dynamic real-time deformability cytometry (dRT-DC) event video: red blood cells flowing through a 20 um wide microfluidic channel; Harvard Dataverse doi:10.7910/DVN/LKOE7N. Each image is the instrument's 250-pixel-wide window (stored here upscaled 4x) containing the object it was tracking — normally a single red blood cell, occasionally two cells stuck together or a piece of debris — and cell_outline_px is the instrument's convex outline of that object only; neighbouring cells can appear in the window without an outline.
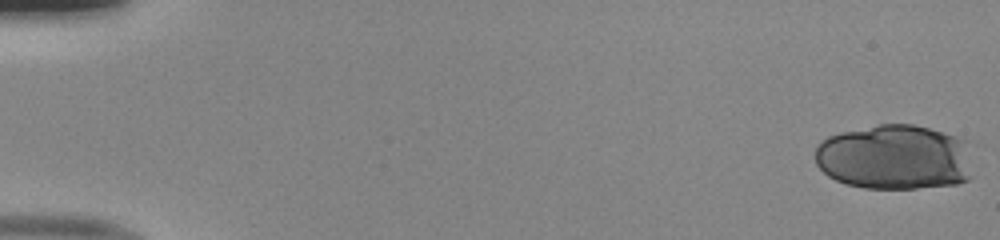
{"species": "human", "species_latin": "Homo sapiens", "temperature_condition": "room temperature", "stored_images_in_passage": 41, "camera_frame_rate_fps": 3000, "um_per_image_px": 0.085, "donor": {"sex": "male"}, "frame": {"image": 1, "passage_image": 1, "time_ms": 0.0, "image_size_px": [1000, 240], "cell_outline_px": [[972, 176], [968, 180], [956, 184], [916, 188], [864, 188], [848, 184], [836, 180], [828, 176], [816, 164], [816, 144], [820, 140], [828, 136], [840, 132], [880, 124], [912, 124], [928, 128], [956, 136], [968, 140]], "centroid_in_image_um": [76.06, 13.36], "position_along_channel_um": 8.9, "area_um2": 60.46}}
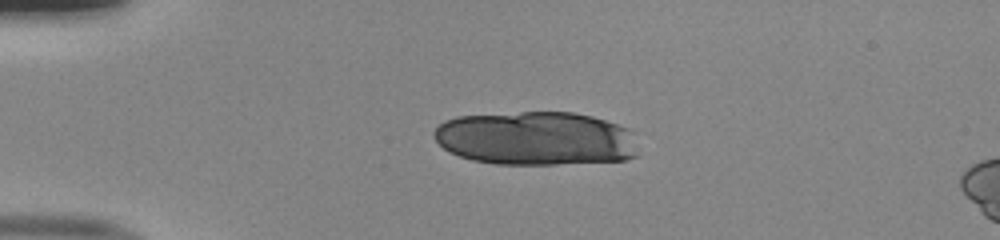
{"frame": {"image": 2, "passage_image": 13, "time_ms": 4.0, "image_size_px": [1000, 240], "cell_outline_px": [[636, 156], [624, 160], [556, 164], [496, 164], [472, 160], [448, 152], [432, 136], [432, 132], [444, 120], [456, 116], [520, 112], [572, 112], [592, 116], [628, 128], [636, 132]], "centroid_in_image_um": [45.54, 11.76], "position_along_channel_um": 39.5, "area_um2": 64.5}}